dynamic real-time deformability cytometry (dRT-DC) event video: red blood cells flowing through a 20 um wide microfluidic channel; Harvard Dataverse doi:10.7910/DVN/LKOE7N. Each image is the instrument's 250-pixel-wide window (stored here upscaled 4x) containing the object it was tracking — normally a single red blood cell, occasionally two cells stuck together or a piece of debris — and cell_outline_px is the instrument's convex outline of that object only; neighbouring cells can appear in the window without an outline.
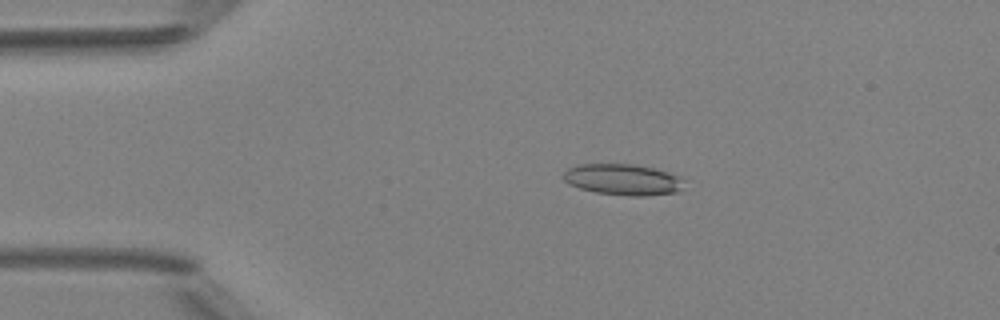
{"species": "Egyptian fruit bat (a non-hibernating species)", "species_latin": "Rousettus aegyptiacus", "temperature_condition": "room temperature", "stored_images_in_passage": 3, "camera_frame_rate_fps": 3000, "um_per_image_px": 0.085, "animal": {"sex": "female"}, "frame": {"image": 1, "passage_image": 2, "time_ms": 2.0, "image_size_px": [1000, 320], "cell_outline_px": [[684, 180], [680, 188], [676, 192], [644, 196], [628, 196], [596, 192], [580, 188], [568, 184], [560, 176], [568, 168], [576, 164], [632, 164], [652, 168], [668, 172], [680, 176]], "centroid_in_image_um": [52.89, 15.26], "position_along_channel_um": 32.1, "area_um2": 21.91}}